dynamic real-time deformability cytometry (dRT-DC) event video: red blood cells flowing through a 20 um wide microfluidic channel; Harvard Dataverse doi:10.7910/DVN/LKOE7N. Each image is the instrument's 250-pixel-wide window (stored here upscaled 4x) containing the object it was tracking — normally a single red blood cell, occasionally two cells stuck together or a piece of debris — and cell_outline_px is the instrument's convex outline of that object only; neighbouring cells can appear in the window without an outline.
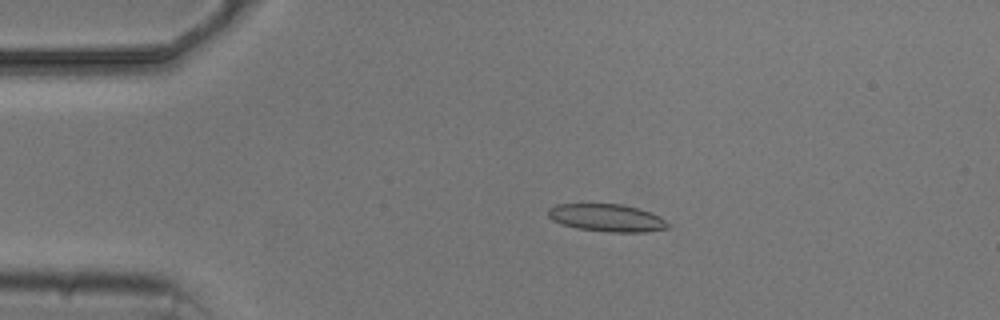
{"species": "common noctule bat (a hibernating species)", "species_latin": "Nyctalus noctula", "temperature_condition": "cold", "stored_images_in_passage": 7, "camera_frame_rate_fps": 3000, "um_per_image_px": 0.085, "animal": {"sex": "male", "body_mass_g": 20.5, "forearm_length_mm": 52.5}, "frame": {"image": 1, "passage_image": 4, "time_ms": 3.333, "image_size_px": [1000, 320], "cell_outline_px": [[672, 228], [648, 232], [612, 232], [576, 228], [552, 220], [548, 216], [548, 208], [556, 204], [620, 204], [636, 208], [660, 216], [672, 224]], "centroid_in_image_um": [51.64, 18.52], "position_along_channel_um": 33.4, "area_um2": 19.31}}
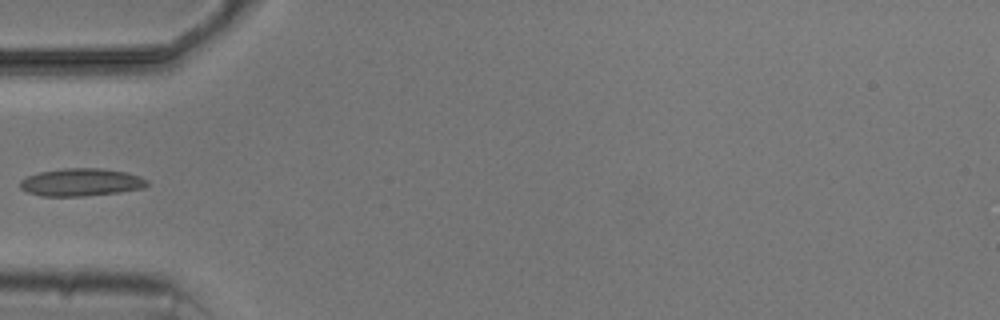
{"frame": {"image": 2, "passage_image": 6, "time_ms": 5.667, "image_size_px": [1000, 320], "cell_outline_px": [[148, 184], [144, 188], [120, 192], [84, 196], [40, 196], [28, 192], [20, 188], [20, 180], [28, 176], [40, 172], [64, 168], [100, 168], [124, 172], [140, 176], [148, 180]], "centroid_in_image_um": [6.9, 15.49], "position_along_channel_um": 78.1, "area_um2": 20.46}}
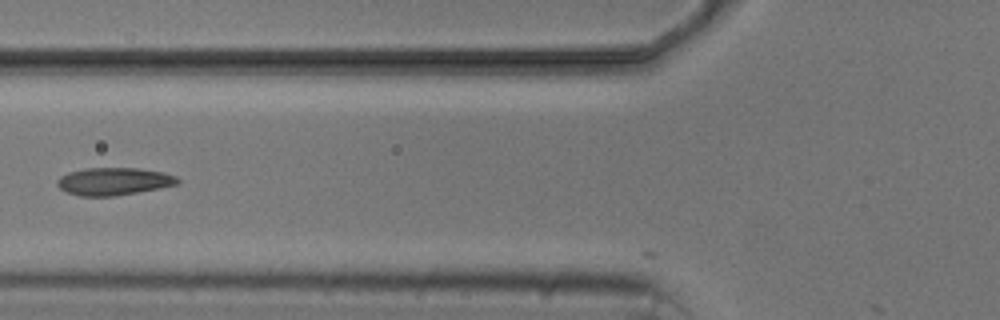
{"frame": {"image": 3, "passage_image": 7, "time_ms": 6.667, "image_size_px": [1000, 320], "cell_outline_px": [[180, 184], [160, 188], [116, 196], [80, 196], [64, 192], [56, 184], [56, 180], [60, 176], [68, 172], [84, 168], [140, 168], [164, 172], [176, 176], [180, 180]], "centroid_in_image_um": [9.67, 15.41], "position_along_channel_um": 116.1, "area_um2": 19.65}}